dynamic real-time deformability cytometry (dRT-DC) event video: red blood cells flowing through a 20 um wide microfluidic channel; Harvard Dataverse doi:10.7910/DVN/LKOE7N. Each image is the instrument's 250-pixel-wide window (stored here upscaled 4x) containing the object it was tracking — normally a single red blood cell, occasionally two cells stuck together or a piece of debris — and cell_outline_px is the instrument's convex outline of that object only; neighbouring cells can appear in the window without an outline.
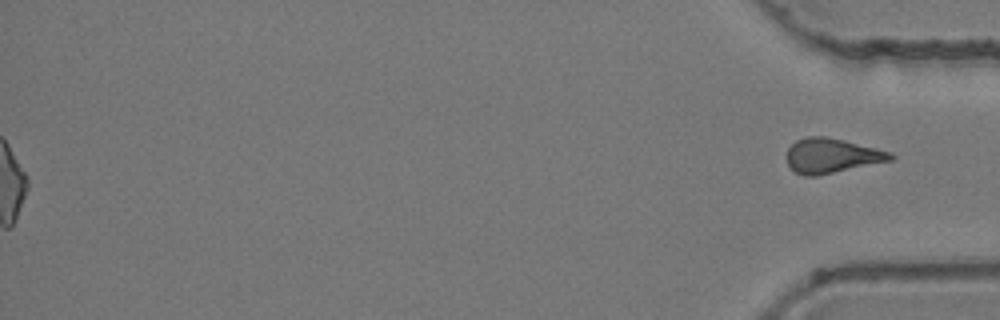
{"species": "common noctule bat (a hibernating species)", "species_latin": "Nyctalus noctula", "temperature_condition": "room temperature", "stored_images_in_passage": 48, "segment_of_instrument_passage": [2, 2], "camera_frame_rate_fps": 3000, "um_per_image_px": 0.085, "animal": {"sex": "female", "body_mass_g": 24.6, "forearm_length_mm": 56.2}, "frame": {"image": 1, "passage_image": 48, "time_ms": 15.667, "image_size_px": [1000, 320], "cell_outline_px": [[896, 156], [892, 160], [816, 176], [804, 176], [796, 172], [788, 164], [788, 148], [796, 140], [808, 136], [824, 136], [844, 140], [876, 148], [888, 152]], "centroid_in_image_um": [70.69, 13.23], "position_along_channel_um": 364.5, "area_um2": 20.69}}